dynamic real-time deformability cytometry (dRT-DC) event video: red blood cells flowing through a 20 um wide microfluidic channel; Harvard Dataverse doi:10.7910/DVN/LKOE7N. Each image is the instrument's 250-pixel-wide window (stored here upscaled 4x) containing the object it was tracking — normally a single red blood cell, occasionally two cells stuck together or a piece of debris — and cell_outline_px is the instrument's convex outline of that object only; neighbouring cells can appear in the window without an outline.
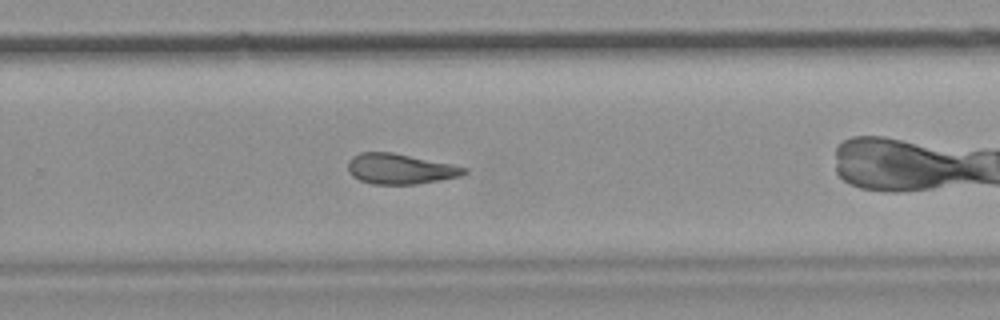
{"species": "common noctule bat (a hibernating species)", "species_latin": "Nyctalus noctula", "temperature_condition": "room temperature", "stored_images_in_passage": 39, "camera_frame_rate_fps": 3000, "um_per_image_px": 0.085, "animal": {"sex": "female", "body_mass_g": 19.9}, "frame": {"image": 1, "passage_image": 20, "time_ms": 6.333, "image_size_px": [1000, 320], "cell_outline_px": [[468, 172], [460, 176], [440, 180], [416, 184], [372, 184], [360, 180], [352, 176], [348, 172], [348, 160], [352, 156], [360, 152], [392, 152], [452, 164], [468, 168]], "centroid_in_image_um": [33.99, 14.35], "position_along_channel_um": 295.8, "area_um2": 20.63}}